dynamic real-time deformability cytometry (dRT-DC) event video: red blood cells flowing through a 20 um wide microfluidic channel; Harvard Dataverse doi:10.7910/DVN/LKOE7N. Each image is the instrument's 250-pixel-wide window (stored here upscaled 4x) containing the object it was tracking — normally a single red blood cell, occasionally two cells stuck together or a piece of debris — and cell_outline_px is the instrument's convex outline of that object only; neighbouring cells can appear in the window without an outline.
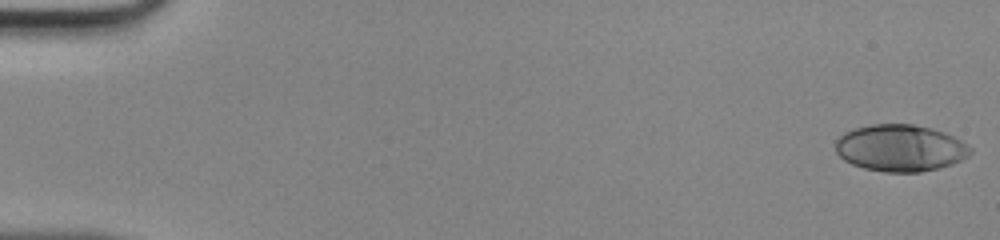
{"species": "human", "species_latin": "Homo sapiens", "temperature_condition": "room temperature", "stored_images_in_passage": 48, "camera_frame_rate_fps": 3000, "um_per_image_px": 0.085, "donor": {"sex": "male"}, "frame": {"image": 1, "passage_image": 1, "time_ms": 0.0, "image_size_px": [1000, 240], "cell_outline_px": [[972, 152], [968, 156], [952, 164], [940, 168], [920, 172], [884, 172], [864, 168], [852, 164], [844, 160], [836, 152], [836, 140], [844, 132], [852, 128], [872, 124], [912, 124], [944, 132], [968, 144], [972, 148]], "centroid_in_image_um": [76.52, 12.58], "position_along_channel_um": 8.5, "area_um2": 36.82}}
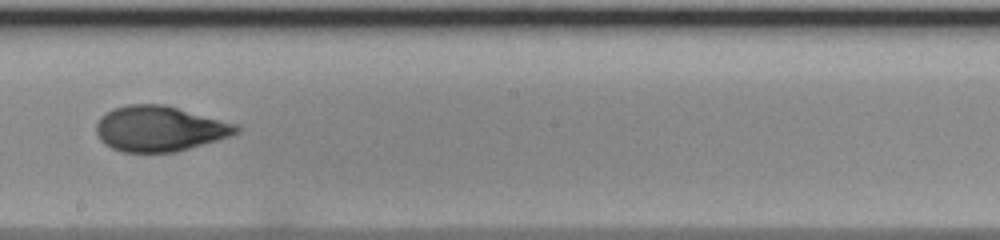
{"frame": {"image": 2, "passage_image": 28, "time_ms": 9.0, "image_size_px": [1000, 240], "cell_outline_px": [[240, 132], [232, 136], [176, 152], [124, 152], [112, 148], [104, 144], [100, 140], [96, 132], [96, 124], [100, 116], [112, 108], [128, 104], [164, 104], [240, 124]], "centroid_in_image_um": [13.59, 10.93], "position_along_channel_um": 234.6, "area_um2": 37.51}}
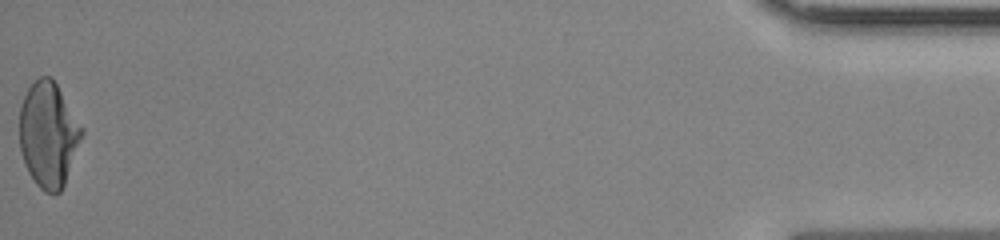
{"frame": {"image": 3, "passage_image": 48, "time_ms": 15.667, "image_size_px": [1000, 240], "cell_outline_px": [[84, 132], [64, 184], [60, 192], [44, 192], [36, 184], [28, 172], [24, 164], [20, 152], [20, 108], [24, 96], [28, 88], [40, 76], [52, 76], [84, 128]], "centroid_in_image_um": [4.11, 11.42], "position_along_channel_um": 431.1, "area_um2": 38.15}}